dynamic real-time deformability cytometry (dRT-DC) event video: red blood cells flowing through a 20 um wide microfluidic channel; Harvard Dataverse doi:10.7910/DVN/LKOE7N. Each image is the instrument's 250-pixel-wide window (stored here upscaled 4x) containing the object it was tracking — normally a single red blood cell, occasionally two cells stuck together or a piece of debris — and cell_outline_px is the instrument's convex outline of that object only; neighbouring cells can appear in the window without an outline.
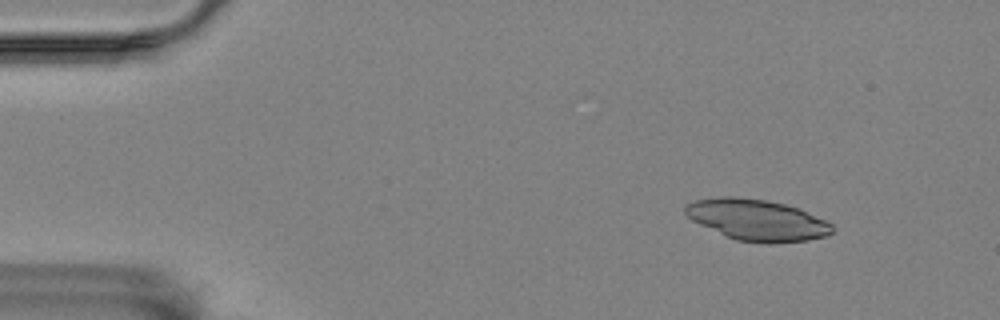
{"species": "Egyptian fruit bat (a non-hibernating species)", "species_latin": "Rousettus aegyptiacus", "temperature_condition": "room temperature", "stored_images_in_passage": 4, "camera_frame_rate_fps": 3000, "um_per_image_px": 0.085, "animal": {"sex": "female"}, "frame": {"image": 1, "passage_image": 2, "time_ms": 1.0, "image_size_px": [1000, 320], "cell_outline_px": [[832, 232], [824, 236], [808, 240], [768, 244], [736, 240], [724, 236], [692, 220], [684, 212], [684, 208], [688, 204], [696, 200], [724, 196], [732, 196], [764, 200], [784, 204], [796, 208], [824, 220], [832, 224]], "centroid_in_image_um": [64.31, 18.71], "position_along_channel_um": 20.7, "area_um2": 34.8}}